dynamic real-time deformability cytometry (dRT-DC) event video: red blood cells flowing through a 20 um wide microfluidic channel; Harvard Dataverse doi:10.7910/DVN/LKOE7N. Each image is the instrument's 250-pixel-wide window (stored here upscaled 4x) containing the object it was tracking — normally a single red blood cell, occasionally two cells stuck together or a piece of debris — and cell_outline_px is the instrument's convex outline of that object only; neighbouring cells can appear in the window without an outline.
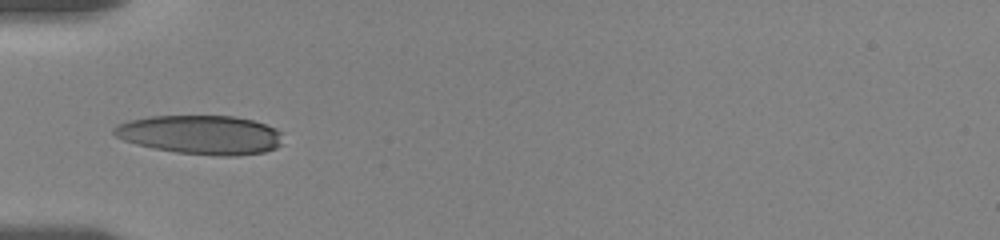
{"species": "human", "species_latin": "Homo sapiens", "temperature_condition": "room temperature", "stored_images_in_passage": 2, "camera_frame_rate_fps": 3000, "um_per_image_px": 0.085, "donor": {"sex": "female"}, "frame": {"image": 1, "passage_image": 1, "time_ms": 0.0, "image_size_px": [1000, 240], "cell_outline_px": [[284, 144], [276, 148], [264, 152], [236, 156], [220, 156], [176, 152], [152, 148], [136, 144], [124, 140], [116, 136], [112, 132], [112, 128], [128, 120], [148, 116], [232, 116], [252, 120], [276, 128], [280, 132]], "centroid_in_image_um": [17.08, 11.46], "position_along_channel_um": 67.9, "area_um2": 38.55}}